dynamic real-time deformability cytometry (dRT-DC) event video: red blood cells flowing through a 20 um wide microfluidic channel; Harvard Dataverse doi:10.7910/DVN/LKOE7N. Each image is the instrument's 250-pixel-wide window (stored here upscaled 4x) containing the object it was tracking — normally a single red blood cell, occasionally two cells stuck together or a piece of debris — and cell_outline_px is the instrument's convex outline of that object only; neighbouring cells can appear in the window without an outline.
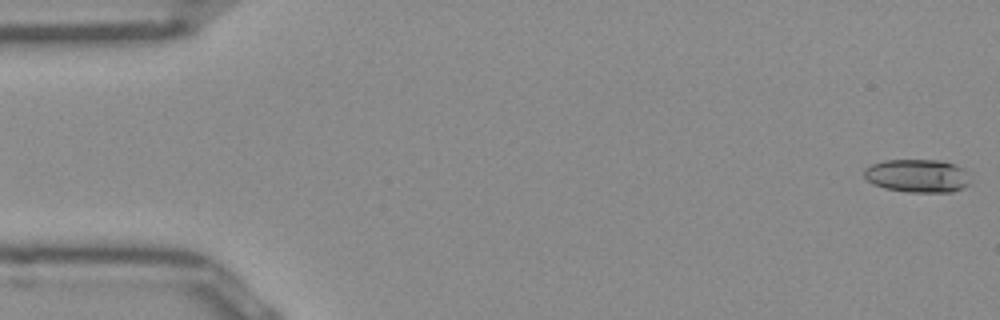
{"species": "Egyptian fruit bat (a non-hibernating species)", "species_latin": "Rousettus aegyptiacus", "temperature_condition": "room temperature", "stored_images_in_passage": 9, "camera_frame_rate_fps": 3000, "um_per_image_px": 0.085, "frame": {"image": 1, "passage_image": 1, "time_ms": 0.0, "image_size_px": [1000, 320], "cell_outline_px": [[968, 184], [964, 188], [952, 192], [908, 192], [884, 188], [872, 184], [864, 176], [864, 168], [872, 164], [884, 160], [940, 160], [956, 164], [964, 168]], "centroid_in_image_um": [77.95, 14.94], "position_along_channel_um": 7.0, "area_um2": 20.58}}